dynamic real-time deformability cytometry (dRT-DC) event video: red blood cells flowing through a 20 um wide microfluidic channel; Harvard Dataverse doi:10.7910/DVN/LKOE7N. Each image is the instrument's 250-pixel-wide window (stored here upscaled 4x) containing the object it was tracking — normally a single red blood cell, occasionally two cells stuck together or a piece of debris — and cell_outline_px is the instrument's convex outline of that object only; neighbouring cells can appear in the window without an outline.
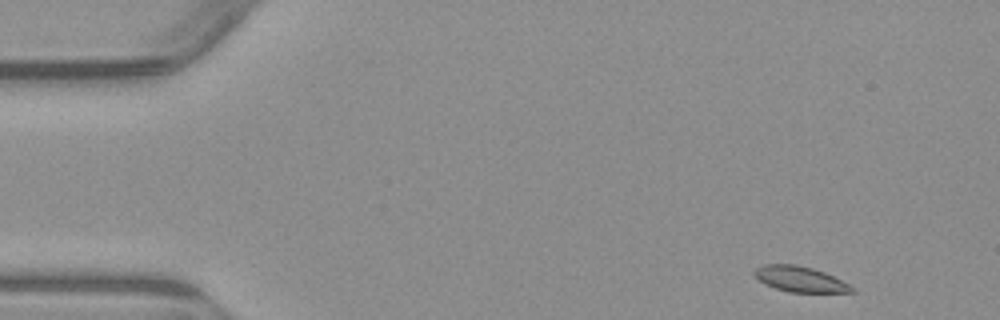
{"species": "common noctule bat (a hibernating species)", "species_latin": "Nyctalus noctula", "temperature_condition": "warm", "stored_images_in_passage": 3, "camera_frame_rate_fps": 3000, "um_per_image_px": 0.085, "animal": {"sex": "male", "body_mass_g": 23.1, "forearm_length_mm": 52.7}, "frame": {"image": 1, "passage_image": 1, "time_ms": 0.0, "image_size_px": [1000, 320], "cell_outline_px": [[856, 292], [788, 292], [764, 284], [752, 272], [756, 268], [764, 264], [796, 264], [812, 268], [824, 272], [856, 288]], "centroid_in_image_um": [68.0, 23.72], "position_along_channel_um": 17.0, "area_um2": 14.39}}
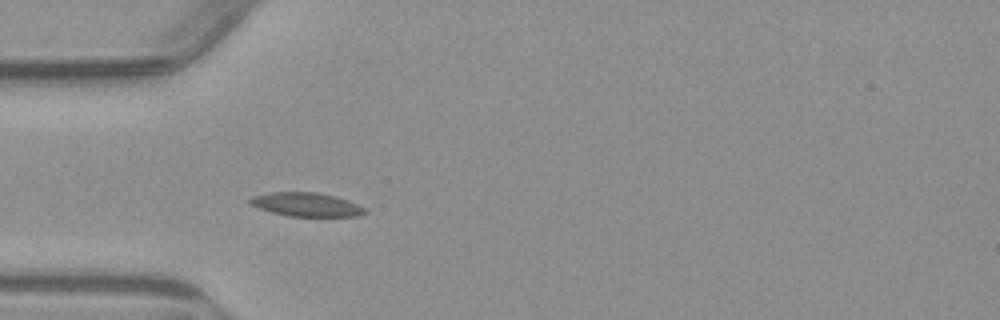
{"frame": {"image": 2, "passage_image": 3, "time_ms": 3.667, "image_size_px": [1000, 320], "cell_outline_px": [[368, 212], [356, 216], [288, 216], [272, 212], [260, 208], [252, 204], [248, 200], [252, 196], [272, 192], [316, 192], [336, 196], [348, 200], [364, 208]], "centroid_in_image_um": [26.05, 17.38], "position_along_channel_um": 59.0, "area_um2": 15.72}}